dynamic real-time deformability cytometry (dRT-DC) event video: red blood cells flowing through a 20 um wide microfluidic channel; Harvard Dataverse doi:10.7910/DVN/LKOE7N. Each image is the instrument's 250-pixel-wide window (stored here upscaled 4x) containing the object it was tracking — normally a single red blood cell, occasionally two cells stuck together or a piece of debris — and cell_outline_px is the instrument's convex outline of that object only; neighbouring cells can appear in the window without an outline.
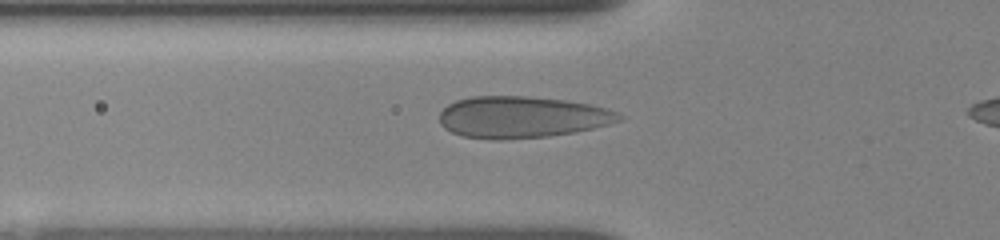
{"species": "human", "species_latin": "Homo sapiens", "temperature_condition": "room temperature", "stored_images_in_passage": 17, "camera_frame_rate_fps": 3000, "um_per_image_px": 0.085, "donor": {"sex": "female"}, "frame": {"image": 1, "passage_image": 8, "time_ms": 3.333, "image_size_px": [1000, 240], "cell_outline_px": [[624, 116], [620, 120], [608, 124], [592, 128], [572, 132], [548, 136], [504, 140], [488, 140], [464, 136], [452, 132], [444, 128], [440, 124], [440, 112], [448, 104], [456, 100], [472, 96], [528, 96], [564, 100], [588, 104], [604, 108], [616, 112]], "centroid_in_image_um": [44.3, 9.96], "position_along_channel_um": 81.5, "area_um2": 43.47}}
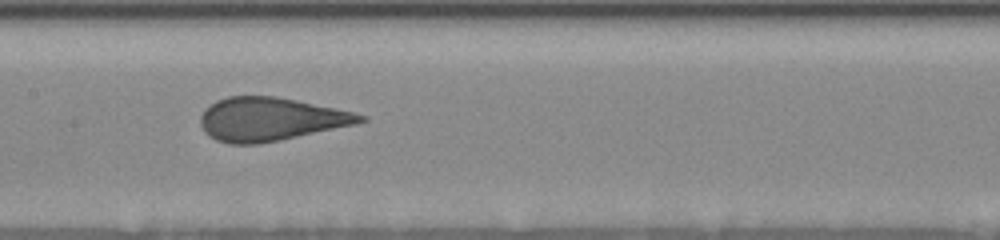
{"frame": {"image": 2, "passage_image": 13, "time_ms": 6.0, "image_size_px": [1000, 240], "cell_outline_px": [[368, 120], [356, 124], [280, 140], [260, 144], [228, 144], [216, 140], [208, 136], [204, 132], [200, 124], [200, 116], [216, 100], [228, 96], [276, 96], [296, 100], [352, 112], [368, 116]], "centroid_in_image_um": [22.97, 10.14], "position_along_channel_um": 184.4, "area_um2": 40.23}}
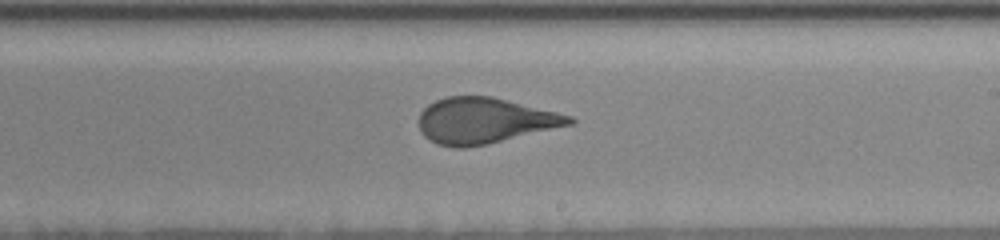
{"frame": {"image": 3, "passage_image": 16, "time_ms": 7.667, "image_size_px": [1000, 240], "cell_outline_px": [[576, 120], [572, 124], [488, 144], [464, 148], [456, 148], [436, 144], [428, 140], [420, 132], [420, 112], [428, 104], [436, 100], [448, 96], [492, 96], [572, 116]], "centroid_in_image_um": [41.15, 10.26], "position_along_channel_um": 247.8, "area_um2": 40.06}}